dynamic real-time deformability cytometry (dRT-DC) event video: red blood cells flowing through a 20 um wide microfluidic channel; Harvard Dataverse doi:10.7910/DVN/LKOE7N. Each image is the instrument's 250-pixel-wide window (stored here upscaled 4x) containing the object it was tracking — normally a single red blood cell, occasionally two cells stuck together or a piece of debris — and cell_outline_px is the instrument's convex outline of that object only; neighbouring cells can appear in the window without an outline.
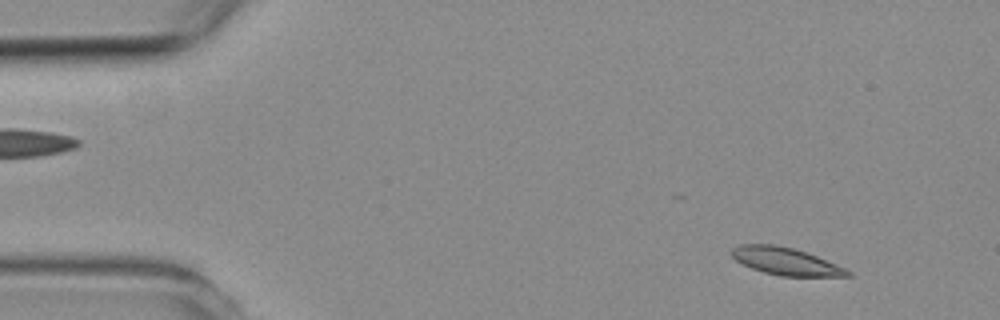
{"species": "common noctule bat (a hibernating species)", "species_latin": "Nyctalus noctula", "temperature_condition": "room temperature", "stored_images_in_passage": 3, "camera_frame_rate_fps": 3000, "um_per_image_px": 0.085, "animal": {"sex": "female", "body_mass_g": 19.3, "forearm_length_mm": 54.1}, "frame": {"image": 1, "passage_image": 1, "time_ms": 0.0, "image_size_px": [1000, 320], "cell_outline_px": [[852, 276], [780, 276], [764, 272], [752, 268], [736, 260], [728, 252], [732, 248], [740, 244], [776, 244], [792, 248], [816, 256], [836, 264], [852, 272]], "centroid_in_image_um": [66.75, 22.2], "position_along_channel_um": 18.3, "area_um2": 18.38}}